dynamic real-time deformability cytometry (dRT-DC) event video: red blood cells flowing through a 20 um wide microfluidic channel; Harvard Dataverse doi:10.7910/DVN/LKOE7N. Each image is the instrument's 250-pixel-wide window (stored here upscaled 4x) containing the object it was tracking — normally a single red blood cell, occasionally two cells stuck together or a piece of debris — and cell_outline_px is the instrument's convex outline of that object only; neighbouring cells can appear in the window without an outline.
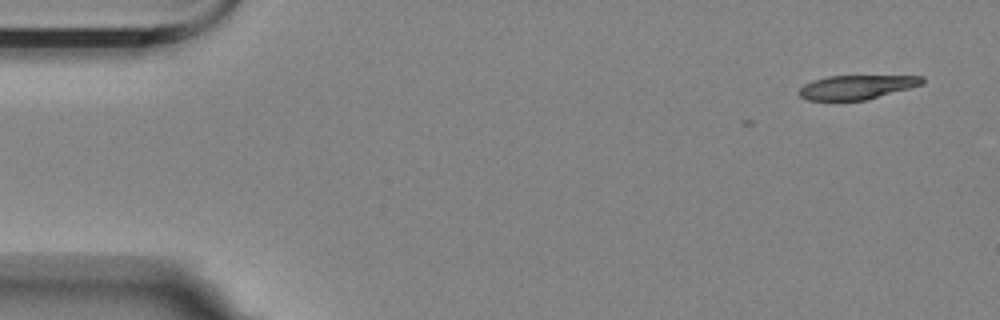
{"species": "Egyptian fruit bat (a non-hibernating species)", "species_latin": "Rousettus aegyptiacus", "temperature_condition": "room temperature", "stored_images_in_passage": 4, "camera_frame_rate_fps": 3000, "um_per_image_px": 0.085, "animal": {"sex": "female"}, "frame": {"image": 1, "passage_image": 1, "time_ms": 0.0, "image_size_px": [1000, 320], "cell_outline_px": [[924, 84], [868, 100], [808, 100], [800, 96], [800, 88], [804, 84], [812, 80], [828, 76], [924, 76]], "centroid_in_image_um": [72.84, 7.4], "position_along_channel_um": 12.2, "area_um2": 17.28}}